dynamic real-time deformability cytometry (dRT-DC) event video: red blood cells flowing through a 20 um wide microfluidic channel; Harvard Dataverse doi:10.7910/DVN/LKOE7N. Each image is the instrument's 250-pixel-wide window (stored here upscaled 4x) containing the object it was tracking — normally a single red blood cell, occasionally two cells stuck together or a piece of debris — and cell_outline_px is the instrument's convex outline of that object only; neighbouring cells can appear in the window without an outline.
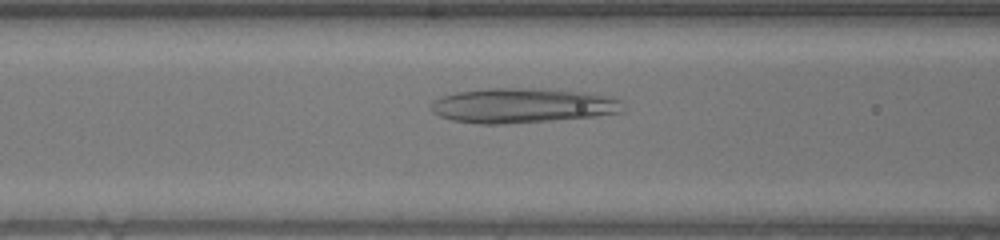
{"species": "human", "species_latin": "Homo sapiens", "temperature_condition": "warm", "stored_images_in_passage": 48, "camera_frame_rate_fps": 3000, "um_per_image_px": 0.085, "donor": {"sex": "male"}, "frame": {"image": 1, "passage_image": 17, "time_ms": 5.333, "image_size_px": [1000, 240], "cell_outline_px": [[624, 112], [596, 116], [504, 124], [480, 124], [452, 120], [440, 116], [432, 112], [428, 104], [444, 96], [456, 92], [484, 88], [556, 88], [592, 92], [612, 96], [620, 100]], "centroid_in_image_um": [44.46, 8.95], "position_along_channel_um": 122.1, "area_um2": 39.54}}
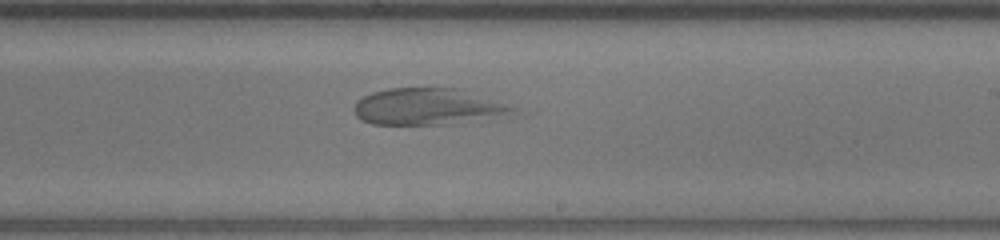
{"frame": {"image": 2, "passage_image": 27, "time_ms": 8.667, "image_size_px": [1000, 240], "cell_outline_px": [[516, 108], [512, 112], [440, 124], [372, 124], [360, 120], [356, 116], [352, 108], [356, 100], [372, 92], [388, 88], [472, 88]], "centroid_in_image_um": [36.27, 9.01], "position_along_channel_um": 252.7, "area_um2": 33.64}}
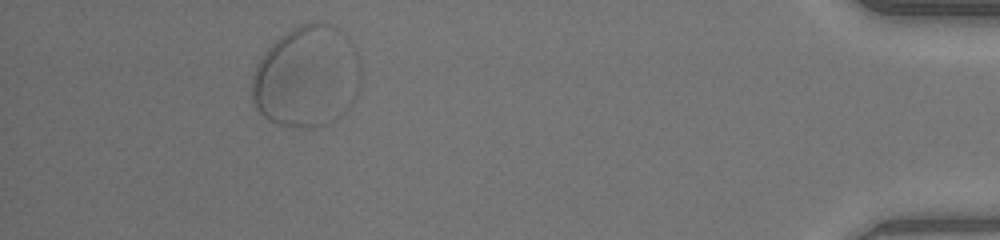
{"frame": {"image": 3, "passage_image": 44, "time_ms": 14.333, "image_size_px": [1000, 240], "cell_outline_px": [[336, 28], [316, 128], [292, 128], [268, 120], [256, 108], [252, 100], [252, 76], [256, 64], [264, 52], [280, 36], [292, 28], [300, 24], [316, 20], [328, 24]], "centroid_in_image_um": [25.01, 6.41], "position_along_channel_um": 410.2, "area_um2": 47.16}}